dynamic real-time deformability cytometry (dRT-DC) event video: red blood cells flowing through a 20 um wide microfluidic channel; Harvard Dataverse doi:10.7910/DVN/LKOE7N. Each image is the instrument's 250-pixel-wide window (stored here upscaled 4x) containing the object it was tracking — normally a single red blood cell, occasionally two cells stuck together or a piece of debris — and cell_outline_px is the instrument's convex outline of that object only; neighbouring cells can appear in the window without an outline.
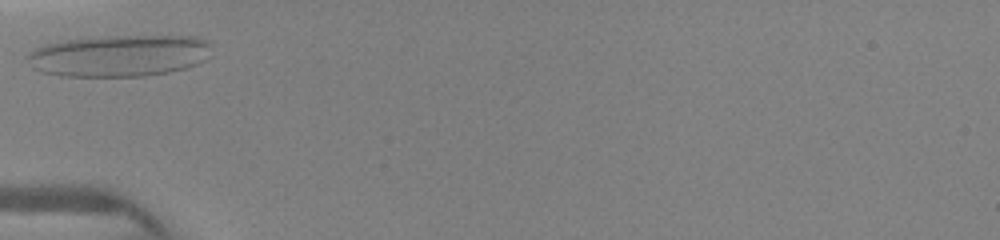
{"species": "human", "species_latin": "Homo sapiens", "temperature_condition": "warm", "stored_images_in_passage": 3, "camera_frame_rate_fps": 3000, "um_per_image_px": 0.085, "donor": {"sex": "female"}, "frame": {"image": 1, "passage_image": 1, "time_ms": 0.0, "image_size_px": [1000, 240], "cell_outline_px": [[208, 44], [204, 60], [196, 64], [184, 68], [168, 72], [144, 76], [64, 76], [44, 72], [32, 68], [28, 60], [28, 52], [32, 48], [44, 44], [68, 40], [108, 36], [196, 36], [204, 40]], "centroid_in_image_um": [10.06, 4.73], "position_along_channel_um": 74.9, "area_um2": 44.27}}